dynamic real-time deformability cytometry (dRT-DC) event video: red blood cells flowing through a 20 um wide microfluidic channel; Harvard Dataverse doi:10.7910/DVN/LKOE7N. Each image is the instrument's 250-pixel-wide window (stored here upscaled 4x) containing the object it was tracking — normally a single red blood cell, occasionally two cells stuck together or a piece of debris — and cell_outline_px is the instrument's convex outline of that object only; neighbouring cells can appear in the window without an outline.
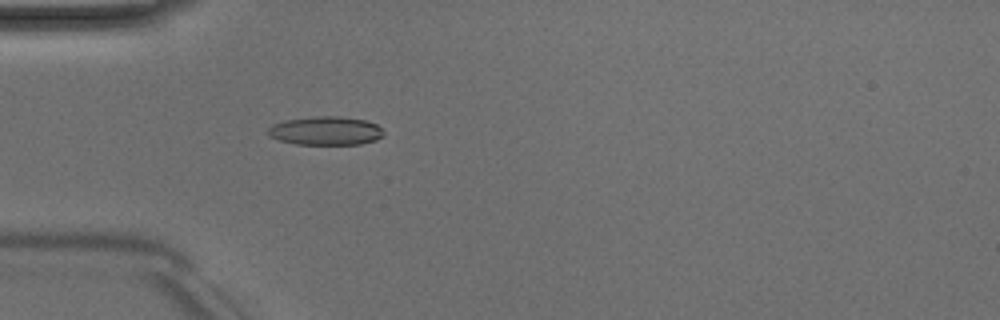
{"species": "Egyptian fruit bat (a non-hibernating species)", "species_latin": "Rousettus aegyptiacus", "temperature_condition": "room temperature", "stored_images_in_passage": 5, "camera_frame_rate_fps": 3000, "um_per_image_px": 0.085, "animal": {"sex": "male"}, "frame": {"image": 1, "passage_image": 5, "time_ms": 4.667, "image_size_px": [1000, 320], "cell_outline_px": [[384, 136], [376, 140], [360, 144], [296, 144], [280, 140], [268, 136], [268, 128], [272, 124], [284, 120], [316, 116], [340, 116], [364, 120], [376, 124], [384, 132]], "centroid_in_image_um": [27.68, 11.11], "position_along_channel_um": 57.3, "area_um2": 19.31}}